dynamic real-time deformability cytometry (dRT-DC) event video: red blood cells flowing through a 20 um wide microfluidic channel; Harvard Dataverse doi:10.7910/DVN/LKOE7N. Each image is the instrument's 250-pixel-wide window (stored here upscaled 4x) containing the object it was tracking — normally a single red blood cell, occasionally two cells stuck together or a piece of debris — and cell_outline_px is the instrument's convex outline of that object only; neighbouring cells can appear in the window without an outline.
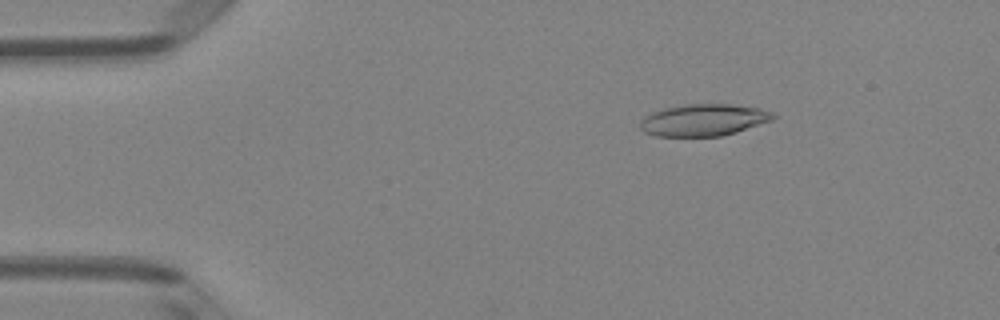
{"species": "Egyptian fruit bat (a non-hibernating species)", "species_latin": "Rousettus aegyptiacus", "temperature_condition": "room temperature", "stored_images_in_passage": 46, "camera_frame_rate_fps": 3000, "um_per_image_px": 0.085, "animal": {"sex": "female"}, "frame": {"image": 1, "passage_image": 3, "time_ms": 0.667, "image_size_px": [1000, 320], "cell_outline_px": [[776, 116], [772, 120], [736, 132], [720, 136], [656, 136], [644, 132], [640, 128], [640, 120], [644, 116], [652, 112], [664, 108], [684, 104], [732, 104], [760, 108], [772, 112]], "centroid_in_image_um": [59.79, 10.19], "position_along_channel_um": 25.2, "area_um2": 24.74}}
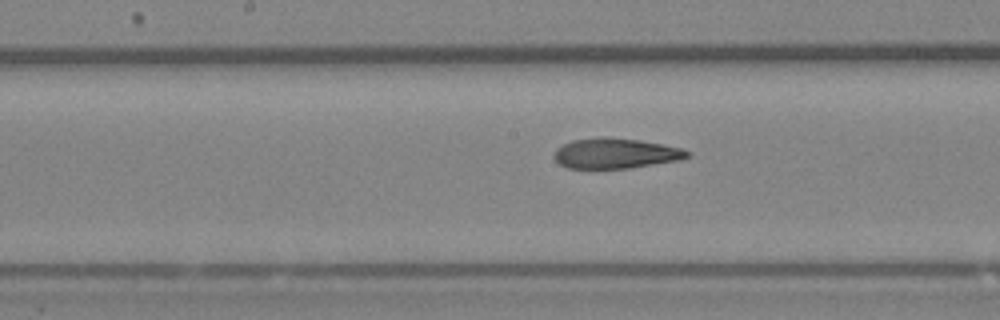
{"frame": {"image": 2, "passage_image": 21, "time_ms": 6.667, "image_size_px": [1000, 320], "cell_outline_px": [[692, 156], [680, 160], [628, 168], [568, 168], [560, 164], [552, 156], [556, 148], [572, 140], [604, 136], [608, 136], [640, 140], [664, 144], [680, 148], [692, 152]], "centroid_in_image_um": [52.34, 13.02], "position_along_channel_um": 195.9, "area_um2": 23.7}}
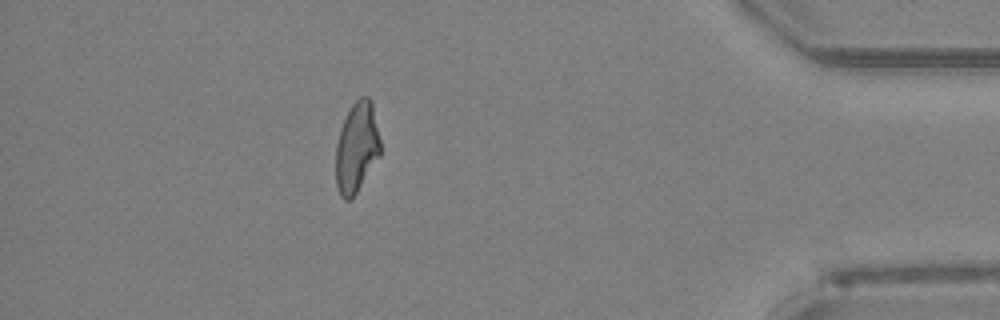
{"frame": {"image": 3, "passage_image": 40, "time_ms": 13.0, "image_size_px": [1000, 320], "cell_outline_px": [[380, 156], [356, 192], [348, 200], [344, 200], [340, 196], [336, 184], [336, 144], [340, 128], [352, 104], [360, 96], [368, 96], [372, 100], [380, 140]], "centroid_in_image_um": [30.32, 12.5], "position_along_channel_um": 404.9, "area_um2": 23.41}, "authors_computed_cell_mechanics": {"area_um2": 24.1604, "velocity_mm_per_s": 4.0176, "shape_relaxation_time_tau1_ms": null, "shape_relaxation_time_tau2_ms": 3.1223, "deformation_change_tau1": null, "deformation_change_tau2": 0.131}}